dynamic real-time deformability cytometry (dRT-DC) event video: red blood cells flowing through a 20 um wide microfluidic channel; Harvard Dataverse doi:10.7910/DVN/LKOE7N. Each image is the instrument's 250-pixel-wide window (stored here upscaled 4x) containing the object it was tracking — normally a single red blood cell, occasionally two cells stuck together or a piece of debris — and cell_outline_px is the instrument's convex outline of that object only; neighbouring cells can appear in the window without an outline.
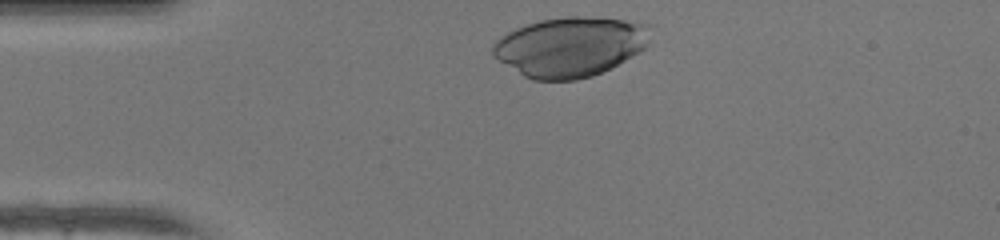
{"species": "human", "species_latin": "Homo sapiens", "temperature_condition": "warm", "stored_images_in_passage": 29, "camera_frame_rate_fps": 3000, "um_per_image_px": 0.085, "donor": {"sex": "female"}, "frame": {"image": 1, "passage_image": 2, "time_ms": 0.333, "image_size_px": [1000, 240], "cell_outline_px": [[652, 24], [648, 44], [640, 52], [592, 76], [576, 80], [532, 80], [524, 76], [492, 56], [492, 44], [500, 36], [524, 24], [540, 20], [564, 16], [600, 16]], "centroid_in_image_um": [48.47, 3.94], "position_along_channel_um": 36.5, "area_um2": 55.31}}
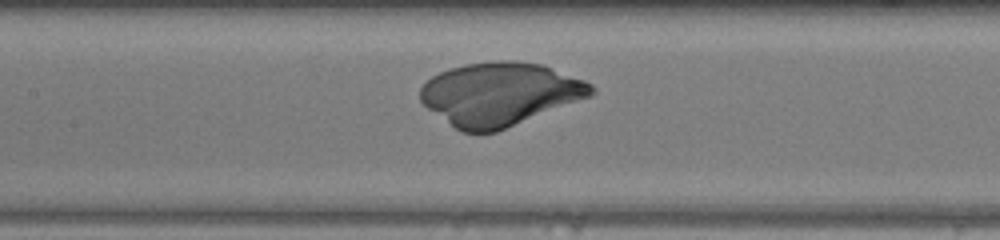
{"frame": {"image": 2, "passage_image": 14, "time_ms": 4.333, "image_size_px": [1000, 240], "cell_outline_px": [[596, 92], [592, 96], [496, 132], [460, 132], [428, 108], [420, 100], [420, 88], [432, 76], [448, 68], [464, 64], [496, 60], [512, 60], [540, 64], [552, 68], [584, 80], [592, 84], [596, 88]], "centroid_in_image_um": [42.49, 7.98], "position_along_channel_um": 164.9, "area_um2": 62.94}}
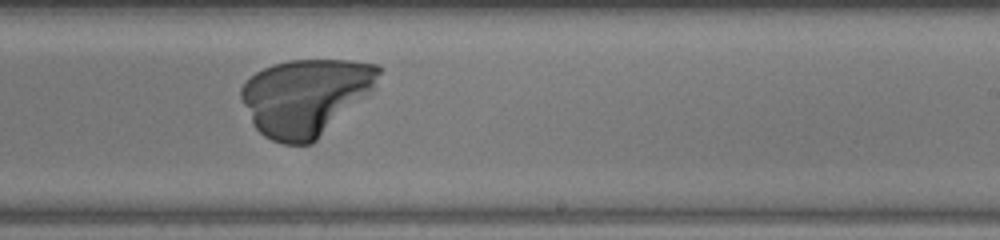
{"frame": {"image": 3, "passage_image": 21, "time_ms": 6.667, "image_size_px": [1000, 240], "cell_outline_px": [[380, 72], [372, 88], [368, 92], [312, 144], [284, 144], [272, 140], [264, 136], [252, 124], [240, 96], [240, 88], [256, 72], [272, 64], [288, 60], [352, 60], [380, 64]], "centroid_in_image_um": [25.92, 8.22], "position_along_channel_um": 263.1, "area_um2": 60.63}}